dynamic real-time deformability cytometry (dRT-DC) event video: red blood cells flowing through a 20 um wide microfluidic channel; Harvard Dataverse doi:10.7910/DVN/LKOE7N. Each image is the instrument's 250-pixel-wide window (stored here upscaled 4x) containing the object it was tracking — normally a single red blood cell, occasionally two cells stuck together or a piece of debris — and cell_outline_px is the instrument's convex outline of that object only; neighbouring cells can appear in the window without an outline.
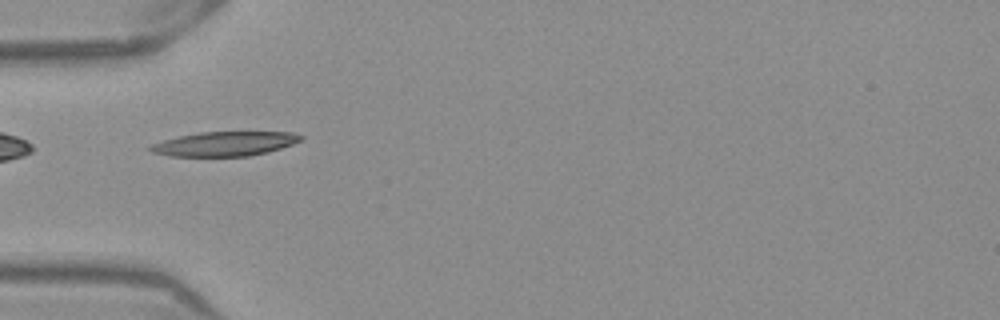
{"species": "Egyptian fruit bat (a non-hibernating species)", "species_latin": "Rousettus aegyptiacus", "temperature_condition": "warm", "stored_images_in_passage": 36, "camera_frame_rate_fps": 3000, "um_per_image_px": 0.085, "frame": {"image": 1, "passage_image": 1, "time_ms": 0.0, "image_size_px": [1000, 320], "cell_outline_px": [[304, 140], [268, 152], [248, 156], [168, 156], [152, 152], [144, 148], [152, 144], [164, 140], [180, 136], [200, 132], [292, 132], [304, 136]], "centroid_in_image_um": [19.1, 12.22], "position_along_channel_um": 65.9, "area_um2": 21.44}}
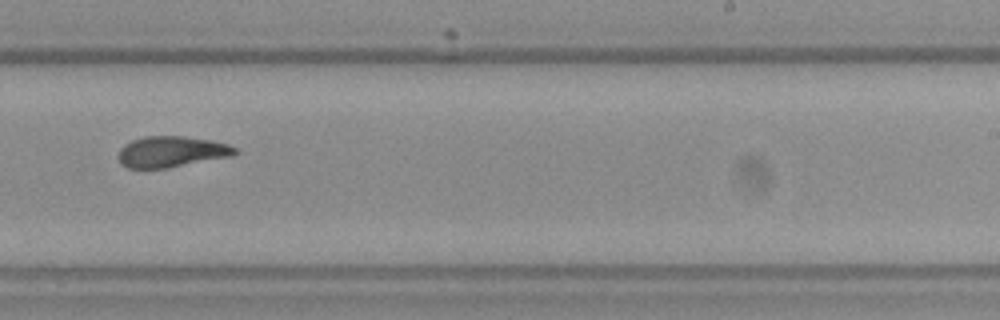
{"frame": {"image": 2, "passage_image": 17, "time_ms": 5.333, "image_size_px": [1000, 320], "cell_outline_px": [[240, 152], [232, 156], [168, 168], [128, 168], [120, 164], [116, 156], [120, 148], [124, 144], [132, 140], [144, 136], [184, 136], [208, 140], [228, 144], [236, 148]], "centroid_in_image_um": [14.54, 12.9], "position_along_channel_um": 274.5, "area_um2": 21.27}}
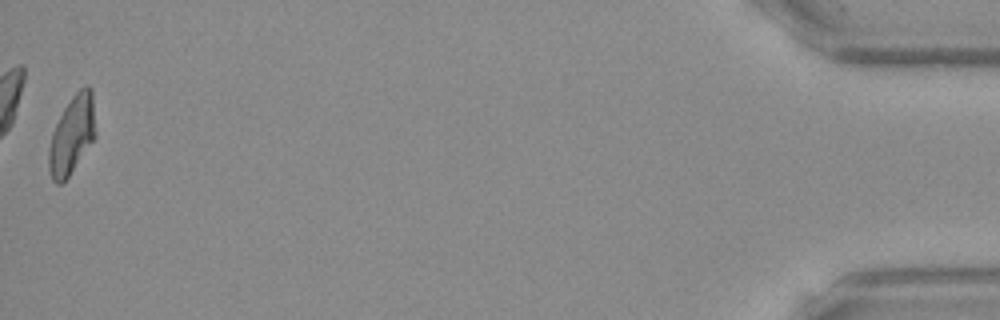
{"frame": {"image": 3, "passage_image": 36, "time_ms": 11.667, "image_size_px": [1000, 320], "cell_outline_px": [[96, 136], [68, 176], [60, 184], [56, 184], [52, 180], [48, 168], [48, 148], [52, 132], [64, 108], [72, 96], [80, 88], [88, 84], [92, 88], [96, 132]], "centroid_in_image_um": [6.12, 11.44], "position_along_channel_um": 429.1, "area_um2": 21.27}, "authors_computed_cell_mechanics": {"area_um2": 21.3282, "velocity_mm_per_s": 3.9109, "shape_relaxation_time_tau1_ms": null, "shape_relaxation_time_tau2_ms": 2.4362, "deformation_change_tau1": null, "deformation_change_tau2": 0.1036}}